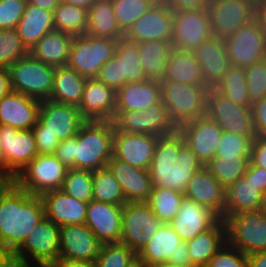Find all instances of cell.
I'll use <instances>...</instances> for the list:
<instances>
[{
    "label": "cell",
    "mask_w": 266,
    "mask_h": 267,
    "mask_svg": "<svg viewBox=\"0 0 266 267\" xmlns=\"http://www.w3.org/2000/svg\"><path fill=\"white\" fill-rule=\"evenodd\" d=\"M86 34L114 40L124 37L118 27L111 0H97L89 8Z\"/></svg>",
    "instance_id": "cell-38"
},
{
    "label": "cell",
    "mask_w": 266,
    "mask_h": 267,
    "mask_svg": "<svg viewBox=\"0 0 266 267\" xmlns=\"http://www.w3.org/2000/svg\"><path fill=\"white\" fill-rule=\"evenodd\" d=\"M142 114L144 115V134L159 137L178 130L170 120L168 110L162 101L144 109Z\"/></svg>",
    "instance_id": "cell-48"
},
{
    "label": "cell",
    "mask_w": 266,
    "mask_h": 267,
    "mask_svg": "<svg viewBox=\"0 0 266 267\" xmlns=\"http://www.w3.org/2000/svg\"><path fill=\"white\" fill-rule=\"evenodd\" d=\"M75 136L60 141L54 155L68 169L74 168Z\"/></svg>",
    "instance_id": "cell-57"
},
{
    "label": "cell",
    "mask_w": 266,
    "mask_h": 267,
    "mask_svg": "<svg viewBox=\"0 0 266 267\" xmlns=\"http://www.w3.org/2000/svg\"><path fill=\"white\" fill-rule=\"evenodd\" d=\"M59 229L46 216L12 254L15 267H49L60 258ZM35 263V264H34Z\"/></svg>",
    "instance_id": "cell-4"
},
{
    "label": "cell",
    "mask_w": 266,
    "mask_h": 267,
    "mask_svg": "<svg viewBox=\"0 0 266 267\" xmlns=\"http://www.w3.org/2000/svg\"><path fill=\"white\" fill-rule=\"evenodd\" d=\"M256 0H210L207 10L211 33L225 40L255 18Z\"/></svg>",
    "instance_id": "cell-13"
},
{
    "label": "cell",
    "mask_w": 266,
    "mask_h": 267,
    "mask_svg": "<svg viewBox=\"0 0 266 267\" xmlns=\"http://www.w3.org/2000/svg\"><path fill=\"white\" fill-rule=\"evenodd\" d=\"M161 225L145 201L126 202L122 208L120 242L138 254Z\"/></svg>",
    "instance_id": "cell-11"
},
{
    "label": "cell",
    "mask_w": 266,
    "mask_h": 267,
    "mask_svg": "<svg viewBox=\"0 0 266 267\" xmlns=\"http://www.w3.org/2000/svg\"><path fill=\"white\" fill-rule=\"evenodd\" d=\"M61 0H27V3L37 5L45 10L54 11Z\"/></svg>",
    "instance_id": "cell-68"
},
{
    "label": "cell",
    "mask_w": 266,
    "mask_h": 267,
    "mask_svg": "<svg viewBox=\"0 0 266 267\" xmlns=\"http://www.w3.org/2000/svg\"><path fill=\"white\" fill-rule=\"evenodd\" d=\"M158 136L119 132L114 128L113 156L133 167L148 170Z\"/></svg>",
    "instance_id": "cell-18"
},
{
    "label": "cell",
    "mask_w": 266,
    "mask_h": 267,
    "mask_svg": "<svg viewBox=\"0 0 266 267\" xmlns=\"http://www.w3.org/2000/svg\"><path fill=\"white\" fill-rule=\"evenodd\" d=\"M264 193L244 175L225 187V214L258 211Z\"/></svg>",
    "instance_id": "cell-33"
},
{
    "label": "cell",
    "mask_w": 266,
    "mask_h": 267,
    "mask_svg": "<svg viewBox=\"0 0 266 267\" xmlns=\"http://www.w3.org/2000/svg\"><path fill=\"white\" fill-rule=\"evenodd\" d=\"M162 81L188 85H205L198 61L193 52L172 49Z\"/></svg>",
    "instance_id": "cell-36"
},
{
    "label": "cell",
    "mask_w": 266,
    "mask_h": 267,
    "mask_svg": "<svg viewBox=\"0 0 266 267\" xmlns=\"http://www.w3.org/2000/svg\"><path fill=\"white\" fill-rule=\"evenodd\" d=\"M250 103L266 97V59L244 68Z\"/></svg>",
    "instance_id": "cell-51"
},
{
    "label": "cell",
    "mask_w": 266,
    "mask_h": 267,
    "mask_svg": "<svg viewBox=\"0 0 266 267\" xmlns=\"http://www.w3.org/2000/svg\"><path fill=\"white\" fill-rule=\"evenodd\" d=\"M107 167L120 184L127 202L148 199L153 189L149 170L133 167L114 156L108 161Z\"/></svg>",
    "instance_id": "cell-27"
},
{
    "label": "cell",
    "mask_w": 266,
    "mask_h": 267,
    "mask_svg": "<svg viewBox=\"0 0 266 267\" xmlns=\"http://www.w3.org/2000/svg\"><path fill=\"white\" fill-rule=\"evenodd\" d=\"M36 141V148L38 154H54L58 144L59 139L53 137L49 133L33 132Z\"/></svg>",
    "instance_id": "cell-59"
},
{
    "label": "cell",
    "mask_w": 266,
    "mask_h": 267,
    "mask_svg": "<svg viewBox=\"0 0 266 267\" xmlns=\"http://www.w3.org/2000/svg\"><path fill=\"white\" fill-rule=\"evenodd\" d=\"M248 164L249 159L247 157H214L204 167L225 188L245 174Z\"/></svg>",
    "instance_id": "cell-44"
},
{
    "label": "cell",
    "mask_w": 266,
    "mask_h": 267,
    "mask_svg": "<svg viewBox=\"0 0 266 267\" xmlns=\"http://www.w3.org/2000/svg\"><path fill=\"white\" fill-rule=\"evenodd\" d=\"M237 105L251 108L244 68L231 66L228 73L214 88Z\"/></svg>",
    "instance_id": "cell-43"
},
{
    "label": "cell",
    "mask_w": 266,
    "mask_h": 267,
    "mask_svg": "<svg viewBox=\"0 0 266 267\" xmlns=\"http://www.w3.org/2000/svg\"><path fill=\"white\" fill-rule=\"evenodd\" d=\"M162 101L158 80L127 83L116 91V111H143Z\"/></svg>",
    "instance_id": "cell-29"
},
{
    "label": "cell",
    "mask_w": 266,
    "mask_h": 267,
    "mask_svg": "<svg viewBox=\"0 0 266 267\" xmlns=\"http://www.w3.org/2000/svg\"><path fill=\"white\" fill-rule=\"evenodd\" d=\"M178 131L204 165L216 156L223 131L215 121L206 115L184 123L178 128Z\"/></svg>",
    "instance_id": "cell-19"
},
{
    "label": "cell",
    "mask_w": 266,
    "mask_h": 267,
    "mask_svg": "<svg viewBox=\"0 0 266 267\" xmlns=\"http://www.w3.org/2000/svg\"><path fill=\"white\" fill-rule=\"evenodd\" d=\"M210 0H167L165 3L175 13L184 10H205Z\"/></svg>",
    "instance_id": "cell-60"
},
{
    "label": "cell",
    "mask_w": 266,
    "mask_h": 267,
    "mask_svg": "<svg viewBox=\"0 0 266 267\" xmlns=\"http://www.w3.org/2000/svg\"><path fill=\"white\" fill-rule=\"evenodd\" d=\"M248 267H266V252L247 255Z\"/></svg>",
    "instance_id": "cell-66"
},
{
    "label": "cell",
    "mask_w": 266,
    "mask_h": 267,
    "mask_svg": "<svg viewBox=\"0 0 266 267\" xmlns=\"http://www.w3.org/2000/svg\"><path fill=\"white\" fill-rule=\"evenodd\" d=\"M14 92L39 101L48 100L53 88L55 67L38 61L29 53L8 68Z\"/></svg>",
    "instance_id": "cell-6"
},
{
    "label": "cell",
    "mask_w": 266,
    "mask_h": 267,
    "mask_svg": "<svg viewBox=\"0 0 266 267\" xmlns=\"http://www.w3.org/2000/svg\"><path fill=\"white\" fill-rule=\"evenodd\" d=\"M12 91L8 69H0V100Z\"/></svg>",
    "instance_id": "cell-65"
},
{
    "label": "cell",
    "mask_w": 266,
    "mask_h": 267,
    "mask_svg": "<svg viewBox=\"0 0 266 267\" xmlns=\"http://www.w3.org/2000/svg\"><path fill=\"white\" fill-rule=\"evenodd\" d=\"M41 101L12 91L0 100V125L32 129L39 119Z\"/></svg>",
    "instance_id": "cell-25"
},
{
    "label": "cell",
    "mask_w": 266,
    "mask_h": 267,
    "mask_svg": "<svg viewBox=\"0 0 266 267\" xmlns=\"http://www.w3.org/2000/svg\"><path fill=\"white\" fill-rule=\"evenodd\" d=\"M263 34L266 36V0H256L255 18Z\"/></svg>",
    "instance_id": "cell-63"
},
{
    "label": "cell",
    "mask_w": 266,
    "mask_h": 267,
    "mask_svg": "<svg viewBox=\"0 0 266 267\" xmlns=\"http://www.w3.org/2000/svg\"><path fill=\"white\" fill-rule=\"evenodd\" d=\"M224 44L234 67L246 68L266 59V36L255 19L227 37Z\"/></svg>",
    "instance_id": "cell-14"
},
{
    "label": "cell",
    "mask_w": 266,
    "mask_h": 267,
    "mask_svg": "<svg viewBox=\"0 0 266 267\" xmlns=\"http://www.w3.org/2000/svg\"><path fill=\"white\" fill-rule=\"evenodd\" d=\"M45 216L58 226L83 224L88 203L82 202L62 190L51 191L41 196Z\"/></svg>",
    "instance_id": "cell-28"
},
{
    "label": "cell",
    "mask_w": 266,
    "mask_h": 267,
    "mask_svg": "<svg viewBox=\"0 0 266 267\" xmlns=\"http://www.w3.org/2000/svg\"><path fill=\"white\" fill-rule=\"evenodd\" d=\"M73 37L69 33L54 29L44 35L29 54L55 68L67 66Z\"/></svg>",
    "instance_id": "cell-30"
},
{
    "label": "cell",
    "mask_w": 266,
    "mask_h": 267,
    "mask_svg": "<svg viewBox=\"0 0 266 267\" xmlns=\"http://www.w3.org/2000/svg\"><path fill=\"white\" fill-rule=\"evenodd\" d=\"M184 195L208 208L220 219L225 216V188L205 167L192 176Z\"/></svg>",
    "instance_id": "cell-24"
},
{
    "label": "cell",
    "mask_w": 266,
    "mask_h": 267,
    "mask_svg": "<svg viewBox=\"0 0 266 267\" xmlns=\"http://www.w3.org/2000/svg\"><path fill=\"white\" fill-rule=\"evenodd\" d=\"M252 143L251 137L223 131L215 157H247L250 160Z\"/></svg>",
    "instance_id": "cell-50"
},
{
    "label": "cell",
    "mask_w": 266,
    "mask_h": 267,
    "mask_svg": "<svg viewBox=\"0 0 266 267\" xmlns=\"http://www.w3.org/2000/svg\"><path fill=\"white\" fill-rule=\"evenodd\" d=\"M147 267H177V266L174 264H170L168 262H165V263H160L157 265H151V266H147Z\"/></svg>",
    "instance_id": "cell-71"
},
{
    "label": "cell",
    "mask_w": 266,
    "mask_h": 267,
    "mask_svg": "<svg viewBox=\"0 0 266 267\" xmlns=\"http://www.w3.org/2000/svg\"><path fill=\"white\" fill-rule=\"evenodd\" d=\"M92 196L93 200L124 205L127 201L120 184L108 167L92 171Z\"/></svg>",
    "instance_id": "cell-42"
},
{
    "label": "cell",
    "mask_w": 266,
    "mask_h": 267,
    "mask_svg": "<svg viewBox=\"0 0 266 267\" xmlns=\"http://www.w3.org/2000/svg\"><path fill=\"white\" fill-rule=\"evenodd\" d=\"M219 220L214 212L185 197L170 225L183 241H188L212 228Z\"/></svg>",
    "instance_id": "cell-26"
},
{
    "label": "cell",
    "mask_w": 266,
    "mask_h": 267,
    "mask_svg": "<svg viewBox=\"0 0 266 267\" xmlns=\"http://www.w3.org/2000/svg\"><path fill=\"white\" fill-rule=\"evenodd\" d=\"M68 168L54 154H38L13 179L22 190L42 196L61 189Z\"/></svg>",
    "instance_id": "cell-8"
},
{
    "label": "cell",
    "mask_w": 266,
    "mask_h": 267,
    "mask_svg": "<svg viewBox=\"0 0 266 267\" xmlns=\"http://www.w3.org/2000/svg\"><path fill=\"white\" fill-rule=\"evenodd\" d=\"M92 183V171L72 168L67 170L60 190L82 202L89 203L93 200Z\"/></svg>",
    "instance_id": "cell-47"
},
{
    "label": "cell",
    "mask_w": 266,
    "mask_h": 267,
    "mask_svg": "<svg viewBox=\"0 0 266 267\" xmlns=\"http://www.w3.org/2000/svg\"><path fill=\"white\" fill-rule=\"evenodd\" d=\"M54 29L73 36L86 34L88 10L60 2L53 11Z\"/></svg>",
    "instance_id": "cell-40"
},
{
    "label": "cell",
    "mask_w": 266,
    "mask_h": 267,
    "mask_svg": "<svg viewBox=\"0 0 266 267\" xmlns=\"http://www.w3.org/2000/svg\"><path fill=\"white\" fill-rule=\"evenodd\" d=\"M137 46L146 78L162 81L173 49L171 41H142Z\"/></svg>",
    "instance_id": "cell-37"
},
{
    "label": "cell",
    "mask_w": 266,
    "mask_h": 267,
    "mask_svg": "<svg viewBox=\"0 0 266 267\" xmlns=\"http://www.w3.org/2000/svg\"><path fill=\"white\" fill-rule=\"evenodd\" d=\"M260 211L266 216V194L264 195Z\"/></svg>",
    "instance_id": "cell-72"
},
{
    "label": "cell",
    "mask_w": 266,
    "mask_h": 267,
    "mask_svg": "<svg viewBox=\"0 0 266 267\" xmlns=\"http://www.w3.org/2000/svg\"><path fill=\"white\" fill-rule=\"evenodd\" d=\"M173 14L171 43L174 49L193 52L203 41L213 36L207 9L184 10Z\"/></svg>",
    "instance_id": "cell-16"
},
{
    "label": "cell",
    "mask_w": 266,
    "mask_h": 267,
    "mask_svg": "<svg viewBox=\"0 0 266 267\" xmlns=\"http://www.w3.org/2000/svg\"><path fill=\"white\" fill-rule=\"evenodd\" d=\"M64 3L71 4L77 7L84 8L89 10V8L97 1V0H61Z\"/></svg>",
    "instance_id": "cell-69"
},
{
    "label": "cell",
    "mask_w": 266,
    "mask_h": 267,
    "mask_svg": "<svg viewBox=\"0 0 266 267\" xmlns=\"http://www.w3.org/2000/svg\"><path fill=\"white\" fill-rule=\"evenodd\" d=\"M13 177L4 168V162L2 159V152L0 147V181H13Z\"/></svg>",
    "instance_id": "cell-70"
},
{
    "label": "cell",
    "mask_w": 266,
    "mask_h": 267,
    "mask_svg": "<svg viewBox=\"0 0 266 267\" xmlns=\"http://www.w3.org/2000/svg\"><path fill=\"white\" fill-rule=\"evenodd\" d=\"M87 78L68 66L55 68L50 100L79 106Z\"/></svg>",
    "instance_id": "cell-35"
},
{
    "label": "cell",
    "mask_w": 266,
    "mask_h": 267,
    "mask_svg": "<svg viewBox=\"0 0 266 267\" xmlns=\"http://www.w3.org/2000/svg\"><path fill=\"white\" fill-rule=\"evenodd\" d=\"M244 176L251 180L257 188L266 194V169L262 167L253 166L250 162L247 166Z\"/></svg>",
    "instance_id": "cell-62"
},
{
    "label": "cell",
    "mask_w": 266,
    "mask_h": 267,
    "mask_svg": "<svg viewBox=\"0 0 266 267\" xmlns=\"http://www.w3.org/2000/svg\"><path fill=\"white\" fill-rule=\"evenodd\" d=\"M60 257L70 260L94 262L102 243L85 224L60 226Z\"/></svg>",
    "instance_id": "cell-20"
},
{
    "label": "cell",
    "mask_w": 266,
    "mask_h": 267,
    "mask_svg": "<svg viewBox=\"0 0 266 267\" xmlns=\"http://www.w3.org/2000/svg\"><path fill=\"white\" fill-rule=\"evenodd\" d=\"M160 85L162 102L177 128L205 115L208 92L205 85H188L173 81H160Z\"/></svg>",
    "instance_id": "cell-5"
},
{
    "label": "cell",
    "mask_w": 266,
    "mask_h": 267,
    "mask_svg": "<svg viewBox=\"0 0 266 267\" xmlns=\"http://www.w3.org/2000/svg\"><path fill=\"white\" fill-rule=\"evenodd\" d=\"M99 82L117 91L122 87L121 59L114 55L109 61L103 64L96 77Z\"/></svg>",
    "instance_id": "cell-55"
},
{
    "label": "cell",
    "mask_w": 266,
    "mask_h": 267,
    "mask_svg": "<svg viewBox=\"0 0 266 267\" xmlns=\"http://www.w3.org/2000/svg\"><path fill=\"white\" fill-rule=\"evenodd\" d=\"M112 122L119 132L144 134L142 111H115Z\"/></svg>",
    "instance_id": "cell-53"
},
{
    "label": "cell",
    "mask_w": 266,
    "mask_h": 267,
    "mask_svg": "<svg viewBox=\"0 0 266 267\" xmlns=\"http://www.w3.org/2000/svg\"><path fill=\"white\" fill-rule=\"evenodd\" d=\"M116 47L114 39L88 34L74 36L67 66L87 79L96 78L103 64L115 55Z\"/></svg>",
    "instance_id": "cell-9"
},
{
    "label": "cell",
    "mask_w": 266,
    "mask_h": 267,
    "mask_svg": "<svg viewBox=\"0 0 266 267\" xmlns=\"http://www.w3.org/2000/svg\"><path fill=\"white\" fill-rule=\"evenodd\" d=\"M156 2H166L167 0H155Z\"/></svg>",
    "instance_id": "cell-74"
},
{
    "label": "cell",
    "mask_w": 266,
    "mask_h": 267,
    "mask_svg": "<svg viewBox=\"0 0 266 267\" xmlns=\"http://www.w3.org/2000/svg\"><path fill=\"white\" fill-rule=\"evenodd\" d=\"M115 55L121 59L122 87L127 83L147 80L139 60L136 42L125 37L117 40Z\"/></svg>",
    "instance_id": "cell-41"
},
{
    "label": "cell",
    "mask_w": 266,
    "mask_h": 267,
    "mask_svg": "<svg viewBox=\"0 0 266 267\" xmlns=\"http://www.w3.org/2000/svg\"><path fill=\"white\" fill-rule=\"evenodd\" d=\"M186 243L193 265L195 267L206 266L215 253L226 243V227L223 219Z\"/></svg>",
    "instance_id": "cell-34"
},
{
    "label": "cell",
    "mask_w": 266,
    "mask_h": 267,
    "mask_svg": "<svg viewBox=\"0 0 266 267\" xmlns=\"http://www.w3.org/2000/svg\"><path fill=\"white\" fill-rule=\"evenodd\" d=\"M16 30L23 45L30 51L44 35L54 30L53 11L27 3Z\"/></svg>",
    "instance_id": "cell-31"
},
{
    "label": "cell",
    "mask_w": 266,
    "mask_h": 267,
    "mask_svg": "<svg viewBox=\"0 0 266 267\" xmlns=\"http://www.w3.org/2000/svg\"><path fill=\"white\" fill-rule=\"evenodd\" d=\"M0 147L4 168L13 178L38 155L32 129L0 125Z\"/></svg>",
    "instance_id": "cell-15"
},
{
    "label": "cell",
    "mask_w": 266,
    "mask_h": 267,
    "mask_svg": "<svg viewBox=\"0 0 266 267\" xmlns=\"http://www.w3.org/2000/svg\"><path fill=\"white\" fill-rule=\"evenodd\" d=\"M174 14L165 2H155L124 34L130 41H171Z\"/></svg>",
    "instance_id": "cell-17"
},
{
    "label": "cell",
    "mask_w": 266,
    "mask_h": 267,
    "mask_svg": "<svg viewBox=\"0 0 266 267\" xmlns=\"http://www.w3.org/2000/svg\"><path fill=\"white\" fill-rule=\"evenodd\" d=\"M226 243L249 255L266 252V216L260 211L225 214Z\"/></svg>",
    "instance_id": "cell-7"
},
{
    "label": "cell",
    "mask_w": 266,
    "mask_h": 267,
    "mask_svg": "<svg viewBox=\"0 0 266 267\" xmlns=\"http://www.w3.org/2000/svg\"><path fill=\"white\" fill-rule=\"evenodd\" d=\"M249 162L266 169V136L256 135L253 139Z\"/></svg>",
    "instance_id": "cell-58"
},
{
    "label": "cell",
    "mask_w": 266,
    "mask_h": 267,
    "mask_svg": "<svg viewBox=\"0 0 266 267\" xmlns=\"http://www.w3.org/2000/svg\"><path fill=\"white\" fill-rule=\"evenodd\" d=\"M138 263L137 253L121 242L102 244L95 267H133Z\"/></svg>",
    "instance_id": "cell-45"
},
{
    "label": "cell",
    "mask_w": 266,
    "mask_h": 267,
    "mask_svg": "<svg viewBox=\"0 0 266 267\" xmlns=\"http://www.w3.org/2000/svg\"><path fill=\"white\" fill-rule=\"evenodd\" d=\"M118 27L125 34L146 13L155 0H111Z\"/></svg>",
    "instance_id": "cell-46"
},
{
    "label": "cell",
    "mask_w": 266,
    "mask_h": 267,
    "mask_svg": "<svg viewBox=\"0 0 266 267\" xmlns=\"http://www.w3.org/2000/svg\"><path fill=\"white\" fill-rule=\"evenodd\" d=\"M202 167L204 164L177 130L158 137L148 170L153 187L184 193L192 176Z\"/></svg>",
    "instance_id": "cell-2"
},
{
    "label": "cell",
    "mask_w": 266,
    "mask_h": 267,
    "mask_svg": "<svg viewBox=\"0 0 266 267\" xmlns=\"http://www.w3.org/2000/svg\"><path fill=\"white\" fill-rule=\"evenodd\" d=\"M168 263L174 264L177 267H195L188 254V245L186 241L177 245V250L169 257Z\"/></svg>",
    "instance_id": "cell-61"
},
{
    "label": "cell",
    "mask_w": 266,
    "mask_h": 267,
    "mask_svg": "<svg viewBox=\"0 0 266 267\" xmlns=\"http://www.w3.org/2000/svg\"><path fill=\"white\" fill-rule=\"evenodd\" d=\"M45 216L41 196L0 181V242L13 254Z\"/></svg>",
    "instance_id": "cell-1"
},
{
    "label": "cell",
    "mask_w": 266,
    "mask_h": 267,
    "mask_svg": "<svg viewBox=\"0 0 266 267\" xmlns=\"http://www.w3.org/2000/svg\"><path fill=\"white\" fill-rule=\"evenodd\" d=\"M112 121L86 120L75 135L74 168L96 171L113 156Z\"/></svg>",
    "instance_id": "cell-3"
},
{
    "label": "cell",
    "mask_w": 266,
    "mask_h": 267,
    "mask_svg": "<svg viewBox=\"0 0 266 267\" xmlns=\"http://www.w3.org/2000/svg\"><path fill=\"white\" fill-rule=\"evenodd\" d=\"M193 54L199 63L208 89L215 88L232 66L224 40L215 36L203 41L193 51Z\"/></svg>",
    "instance_id": "cell-22"
},
{
    "label": "cell",
    "mask_w": 266,
    "mask_h": 267,
    "mask_svg": "<svg viewBox=\"0 0 266 267\" xmlns=\"http://www.w3.org/2000/svg\"><path fill=\"white\" fill-rule=\"evenodd\" d=\"M205 115L215 121L222 131L256 137L252 109L233 103L214 88L208 89Z\"/></svg>",
    "instance_id": "cell-10"
},
{
    "label": "cell",
    "mask_w": 266,
    "mask_h": 267,
    "mask_svg": "<svg viewBox=\"0 0 266 267\" xmlns=\"http://www.w3.org/2000/svg\"><path fill=\"white\" fill-rule=\"evenodd\" d=\"M184 198V193L153 187L145 202L162 224H170L178 214Z\"/></svg>",
    "instance_id": "cell-39"
},
{
    "label": "cell",
    "mask_w": 266,
    "mask_h": 267,
    "mask_svg": "<svg viewBox=\"0 0 266 267\" xmlns=\"http://www.w3.org/2000/svg\"><path fill=\"white\" fill-rule=\"evenodd\" d=\"M181 242L183 240L170 224H162L137 254L138 263L145 266L165 263Z\"/></svg>",
    "instance_id": "cell-32"
},
{
    "label": "cell",
    "mask_w": 266,
    "mask_h": 267,
    "mask_svg": "<svg viewBox=\"0 0 266 267\" xmlns=\"http://www.w3.org/2000/svg\"><path fill=\"white\" fill-rule=\"evenodd\" d=\"M122 208L96 200L88 203L85 224L102 244L120 242Z\"/></svg>",
    "instance_id": "cell-21"
},
{
    "label": "cell",
    "mask_w": 266,
    "mask_h": 267,
    "mask_svg": "<svg viewBox=\"0 0 266 267\" xmlns=\"http://www.w3.org/2000/svg\"><path fill=\"white\" fill-rule=\"evenodd\" d=\"M28 53L16 28L0 29V69H8Z\"/></svg>",
    "instance_id": "cell-49"
},
{
    "label": "cell",
    "mask_w": 266,
    "mask_h": 267,
    "mask_svg": "<svg viewBox=\"0 0 266 267\" xmlns=\"http://www.w3.org/2000/svg\"><path fill=\"white\" fill-rule=\"evenodd\" d=\"M27 0H0V29L16 28Z\"/></svg>",
    "instance_id": "cell-54"
},
{
    "label": "cell",
    "mask_w": 266,
    "mask_h": 267,
    "mask_svg": "<svg viewBox=\"0 0 266 267\" xmlns=\"http://www.w3.org/2000/svg\"><path fill=\"white\" fill-rule=\"evenodd\" d=\"M133 267H147V266H145L144 264H141V263H137Z\"/></svg>",
    "instance_id": "cell-73"
},
{
    "label": "cell",
    "mask_w": 266,
    "mask_h": 267,
    "mask_svg": "<svg viewBox=\"0 0 266 267\" xmlns=\"http://www.w3.org/2000/svg\"><path fill=\"white\" fill-rule=\"evenodd\" d=\"M205 267H248L247 255L225 243Z\"/></svg>",
    "instance_id": "cell-52"
},
{
    "label": "cell",
    "mask_w": 266,
    "mask_h": 267,
    "mask_svg": "<svg viewBox=\"0 0 266 267\" xmlns=\"http://www.w3.org/2000/svg\"><path fill=\"white\" fill-rule=\"evenodd\" d=\"M49 267H95L94 262L70 260L66 258H59L53 262Z\"/></svg>",
    "instance_id": "cell-64"
},
{
    "label": "cell",
    "mask_w": 266,
    "mask_h": 267,
    "mask_svg": "<svg viewBox=\"0 0 266 267\" xmlns=\"http://www.w3.org/2000/svg\"><path fill=\"white\" fill-rule=\"evenodd\" d=\"M78 108L85 120L112 121L116 111V91L96 78L87 79Z\"/></svg>",
    "instance_id": "cell-23"
},
{
    "label": "cell",
    "mask_w": 266,
    "mask_h": 267,
    "mask_svg": "<svg viewBox=\"0 0 266 267\" xmlns=\"http://www.w3.org/2000/svg\"><path fill=\"white\" fill-rule=\"evenodd\" d=\"M85 121L77 106L48 99L41 101L39 119L32 130L33 132L49 133L59 141H64L74 137Z\"/></svg>",
    "instance_id": "cell-12"
},
{
    "label": "cell",
    "mask_w": 266,
    "mask_h": 267,
    "mask_svg": "<svg viewBox=\"0 0 266 267\" xmlns=\"http://www.w3.org/2000/svg\"><path fill=\"white\" fill-rule=\"evenodd\" d=\"M0 267H15L12 253L0 242Z\"/></svg>",
    "instance_id": "cell-67"
},
{
    "label": "cell",
    "mask_w": 266,
    "mask_h": 267,
    "mask_svg": "<svg viewBox=\"0 0 266 267\" xmlns=\"http://www.w3.org/2000/svg\"><path fill=\"white\" fill-rule=\"evenodd\" d=\"M251 109L255 134L266 136V97L254 102Z\"/></svg>",
    "instance_id": "cell-56"
}]
</instances>
